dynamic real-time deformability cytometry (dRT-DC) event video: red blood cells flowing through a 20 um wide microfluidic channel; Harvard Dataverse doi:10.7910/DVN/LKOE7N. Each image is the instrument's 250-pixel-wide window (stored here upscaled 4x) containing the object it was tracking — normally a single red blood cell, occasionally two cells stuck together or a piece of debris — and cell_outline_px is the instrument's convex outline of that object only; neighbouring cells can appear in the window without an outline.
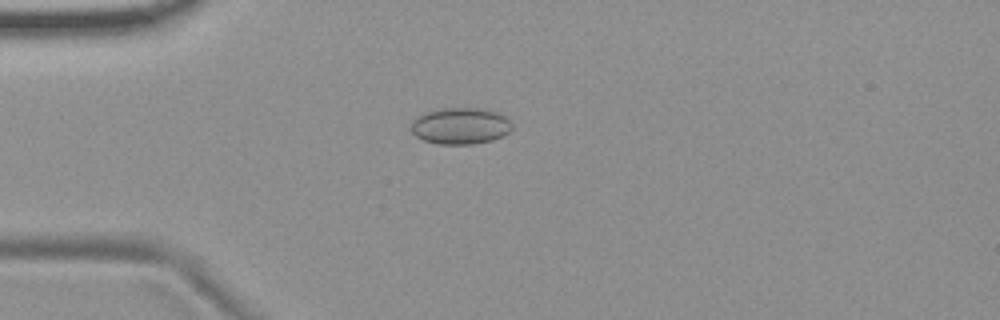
{"species": "common noctule bat (a hibernating species)", "species_latin": "Nyctalus noctula", "temperature_condition": "room temperature", "stored_images_in_passage": 53, "camera_frame_rate_fps": 3000, "um_per_image_px": 0.085, "animal": {"sex": "female", "body_mass_g": 19.9}, "frame": {"image": 1, "passage_image": 13, "time_ms": 4.0, "image_size_px": [1000, 320], "cell_outline_px": [[512, 128], [504, 136], [492, 140], [472, 144], [436, 144], [424, 140], [416, 136], [412, 132], [412, 120], [424, 112], [444, 108], [488, 108], [500, 112], [508, 116], [512, 124]], "centroid_in_image_um": [39.19, 10.69], "position_along_channel_um": 45.8, "area_um2": 21.85}}
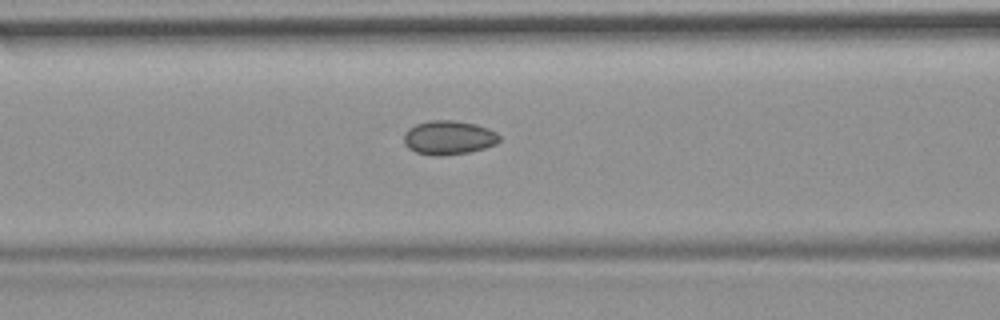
{"frame": {"image": 2, "passage_image": 21, "time_ms": 6.667, "image_size_px": [1000, 320], "cell_outline_px": [[500, 140], [496, 144], [472, 152], [440, 156], [432, 156], [416, 152], [408, 148], [404, 144], [404, 132], [408, 128], [416, 124], [428, 120], [456, 120], [476, 124], [488, 128], [496, 132], [500, 136]], "centroid_in_image_um": [38.13, 11.7], "position_along_channel_um": 128.5, "area_um2": 19.25}}
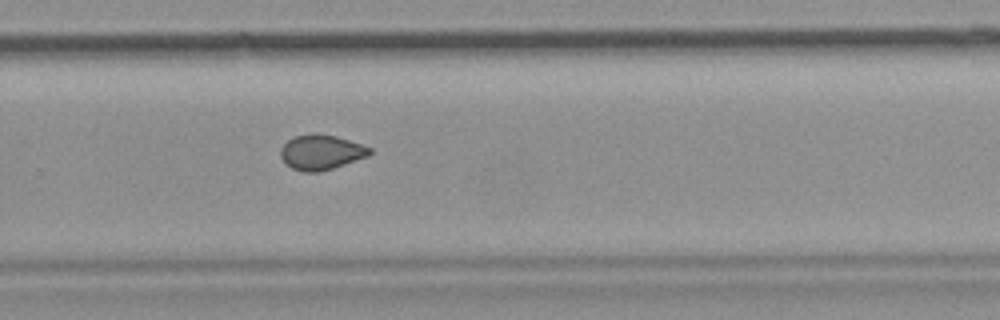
{"frame": {"image": 3, "passage_image": 35, "time_ms": 11.333, "image_size_px": [1000, 320], "cell_outline_px": [[372, 152], [368, 156], [320, 172], [304, 172], [292, 168], [284, 164], [280, 156], [280, 148], [288, 140], [296, 136], [336, 136], [372, 148]], "centroid_in_image_um": [27.27, 12.98], "position_along_channel_um": 302.5, "area_um2": 17.63}, "authors_computed_cell_mechanics": {"area_um2": 18.6116, "velocity_mm_per_s": 3.7411, "shape_relaxation_time_tau1_ms": null, "shape_relaxation_time_tau2_ms": 2.8846, "deformation_change_tau1": null, "deformation_change_tau2": 0.053}}